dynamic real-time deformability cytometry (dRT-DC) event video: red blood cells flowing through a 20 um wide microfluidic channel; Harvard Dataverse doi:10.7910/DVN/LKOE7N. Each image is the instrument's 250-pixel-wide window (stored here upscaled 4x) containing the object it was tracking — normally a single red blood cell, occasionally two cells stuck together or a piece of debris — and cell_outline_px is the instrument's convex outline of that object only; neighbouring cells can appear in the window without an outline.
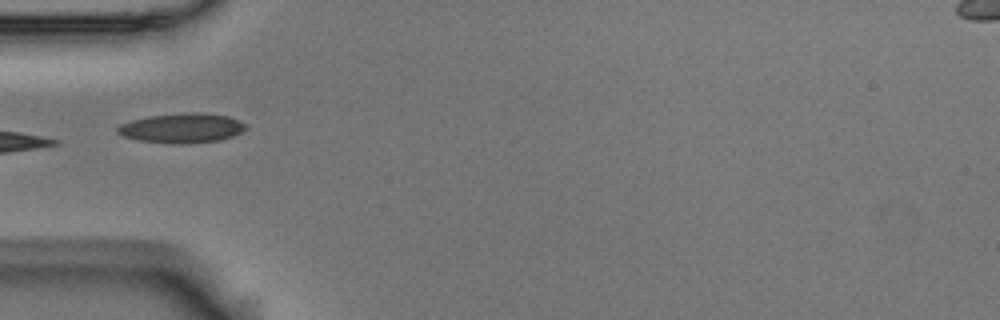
{"species": "Egyptian fruit bat (a non-hibernating species)", "species_latin": "Rousettus aegyptiacus", "temperature_condition": "room temperature", "stored_images_in_passage": 6, "camera_frame_rate_fps": 3000, "um_per_image_px": 0.085, "animal": {"sex": "male"}, "frame": {"image": 1, "passage_image": 5, "time_ms": 1.333, "image_size_px": [1000, 320], "cell_outline_px": [[248, 128], [232, 136], [220, 140], [188, 144], [172, 144], [136, 140], [120, 136], [116, 132], [116, 128], [120, 124], [132, 120], [148, 116], [184, 112], [204, 112], [228, 116], [244, 124]], "centroid_in_image_um": [15.4, 10.89], "position_along_channel_um": 69.6, "area_um2": 22.48}}
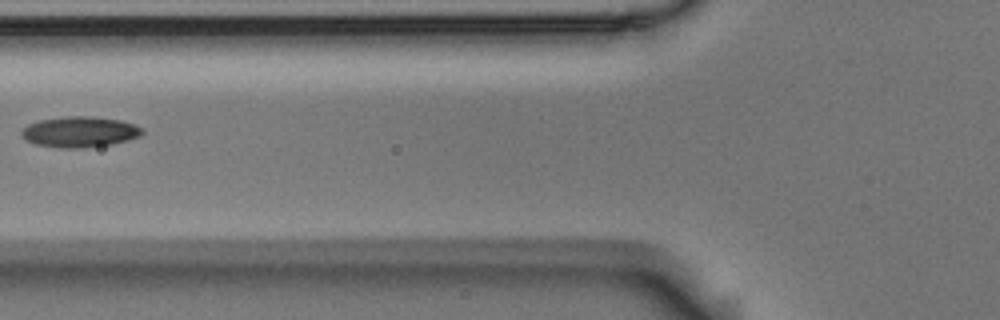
{"frame": {"image": 2, "passage_image": 6, "time_ms": 1.667, "image_size_px": [1000, 320], "cell_outline_px": [[144, 132], [140, 136], [128, 140], [112, 144], [80, 148], [60, 148], [36, 144], [28, 140], [20, 132], [28, 124], [40, 120], [64, 116], [92, 116], [120, 120], [144, 128]], "centroid_in_image_um": [6.81, 11.2], "position_along_channel_um": 119.0, "area_um2": 21.5}}